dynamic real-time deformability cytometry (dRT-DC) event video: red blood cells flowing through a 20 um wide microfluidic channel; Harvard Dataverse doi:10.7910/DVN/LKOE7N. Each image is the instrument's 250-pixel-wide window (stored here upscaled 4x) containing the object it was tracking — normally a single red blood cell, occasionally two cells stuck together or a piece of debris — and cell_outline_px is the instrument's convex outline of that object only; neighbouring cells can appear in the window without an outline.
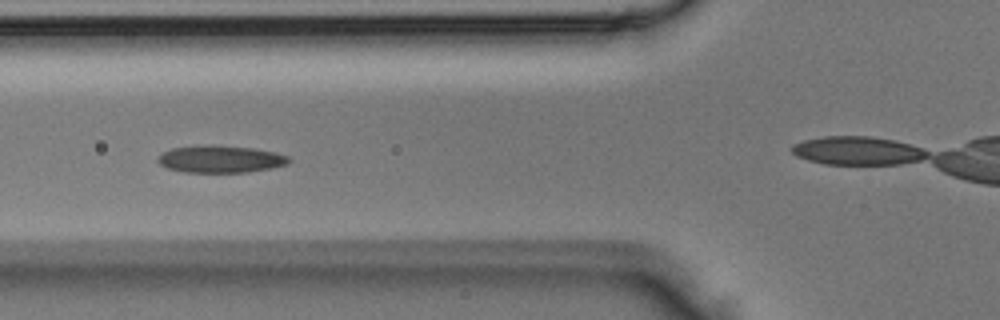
{"species": "Egyptian fruit bat (a non-hibernating species)", "species_latin": "Rousettus aegyptiacus", "temperature_condition": "room temperature", "stored_images_in_passage": 7, "camera_frame_rate_fps": 3000, "um_per_image_px": 0.085, "animal": {"sex": "male"}, "frame": {"image": 1, "passage_image": 4, "time_ms": 1.0, "image_size_px": [1000, 320], "cell_outline_px": [[292, 160], [288, 164], [248, 172], [184, 172], [168, 168], [160, 164], [156, 160], [164, 152], [172, 148], [204, 144], [252, 148], [276, 152], [288, 156]], "centroid_in_image_um": [18.75, 13.52], "position_along_channel_um": 107.1, "area_um2": 20.69}}
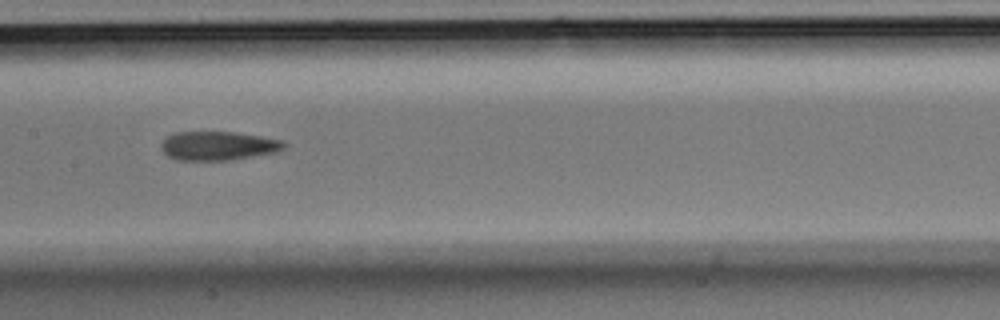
{"frame": {"image": 2, "passage_image": 7, "time_ms": 2.0, "image_size_px": [1000, 320], "cell_outline_px": [[288, 144], [284, 148], [276, 152], [232, 160], [176, 160], [168, 156], [160, 148], [160, 144], [168, 136], [176, 132], [236, 132], [284, 140]], "centroid_in_image_um": [18.57, 12.39], "position_along_channel_um": 188.8, "area_um2": 20.81}}